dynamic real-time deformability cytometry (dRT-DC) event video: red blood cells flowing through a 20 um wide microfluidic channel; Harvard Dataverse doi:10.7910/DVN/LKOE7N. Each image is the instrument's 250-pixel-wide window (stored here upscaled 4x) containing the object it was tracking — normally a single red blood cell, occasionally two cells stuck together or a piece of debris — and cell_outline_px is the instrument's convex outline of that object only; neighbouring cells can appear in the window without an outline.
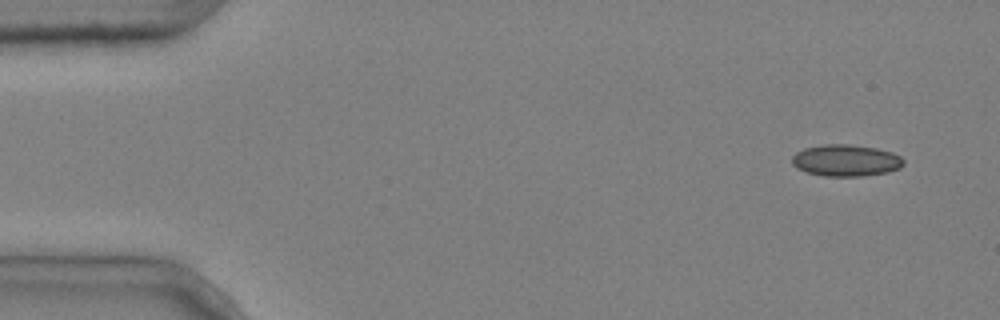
{"species": "common noctule bat (a hibernating species)", "species_latin": "Nyctalus noctula", "temperature_condition": "cold", "stored_images_in_passage": 6, "camera_frame_rate_fps": 3000, "um_per_image_px": 0.085, "animal": {"sex": "male", "body_mass_g": 20.4}, "frame": {"image": 1, "passage_image": 1, "time_ms": 0.0, "image_size_px": [1000, 320], "cell_outline_px": [[904, 164], [900, 168], [888, 172], [860, 176], [824, 176], [808, 172], [796, 168], [792, 164], [792, 156], [796, 152], [804, 148], [820, 144], [848, 144], [876, 148], [892, 152], [900, 156], [904, 160]], "centroid_in_image_um": [71.89, 13.63], "position_along_channel_um": 13.1, "area_um2": 20.69}}